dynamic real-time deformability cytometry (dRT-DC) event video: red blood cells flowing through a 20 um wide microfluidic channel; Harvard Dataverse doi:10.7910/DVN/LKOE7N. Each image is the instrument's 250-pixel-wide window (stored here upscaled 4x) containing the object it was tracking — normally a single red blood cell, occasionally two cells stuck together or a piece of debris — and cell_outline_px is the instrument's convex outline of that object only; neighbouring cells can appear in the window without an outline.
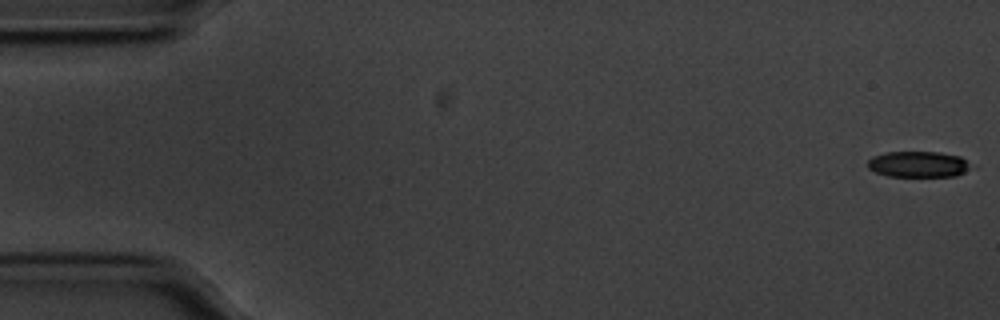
{"species": "common noctule bat (a hibernating species)", "species_latin": "Nyctalus noctula", "temperature_condition": "cold", "stored_images_in_passage": 14, "camera_frame_rate_fps": 3000, "um_per_image_px": 0.085, "animal": {"sex": "male", "body_mass_g": 20.1, "forearm_length_mm": 53.5}, "frame": {"image": 1, "passage_image": 1, "time_ms": 0.0, "image_size_px": [1000, 320], "cell_outline_px": [[968, 164], [964, 172], [956, 176], [888, 176], [876, 172], [868, 168], [868, 160], [872, 156], [888, 152], [940, 152], [960, 156]], "centroid_in_image_um": [77.99, 13.95], "position_along_channel_um": 7.0, "area_um2": 15.32}}